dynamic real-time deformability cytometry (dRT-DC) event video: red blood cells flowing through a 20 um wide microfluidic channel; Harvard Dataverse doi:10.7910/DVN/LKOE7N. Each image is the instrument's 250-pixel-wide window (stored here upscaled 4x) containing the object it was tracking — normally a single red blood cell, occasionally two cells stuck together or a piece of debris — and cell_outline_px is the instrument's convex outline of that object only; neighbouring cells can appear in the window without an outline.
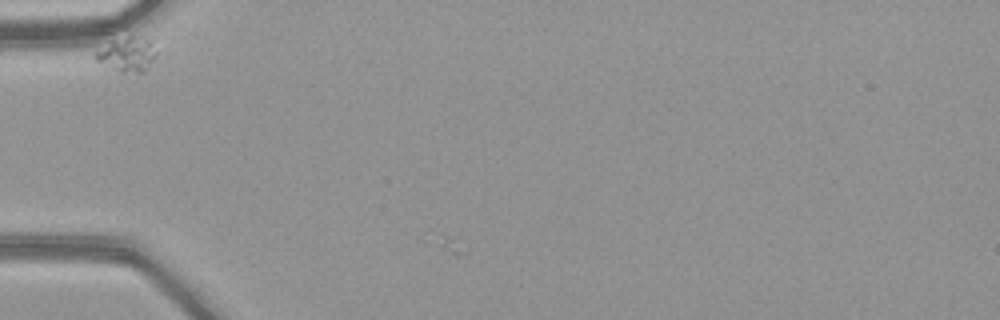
{"species": "common noctule bat (a hibernating species)", "species_latin": "Nyctalus noctula", "temperature_condition": "warm", "stored_images_in_passage": 2, "camera_frame_rate_fps": 3000, "um_per_image_px": 0.085, "animal": {"sex": "female", "body_mass_g": 21.9}, "frame": {"image": 1, "passage_image": 1, "time_ms": 0.0, "image_size_px": [1000, 320], "cell_outline_px": [[156, 56], [148, 68], [144, 72], [120, 72], [96, 60], [96, 52], [112, 44], [132, 36], [148, 40], [156, 52]], "centroid_in_image_um": [10.88, 4.69], "position_along_channel_um": 74.1, "area_um2": 11.16}}